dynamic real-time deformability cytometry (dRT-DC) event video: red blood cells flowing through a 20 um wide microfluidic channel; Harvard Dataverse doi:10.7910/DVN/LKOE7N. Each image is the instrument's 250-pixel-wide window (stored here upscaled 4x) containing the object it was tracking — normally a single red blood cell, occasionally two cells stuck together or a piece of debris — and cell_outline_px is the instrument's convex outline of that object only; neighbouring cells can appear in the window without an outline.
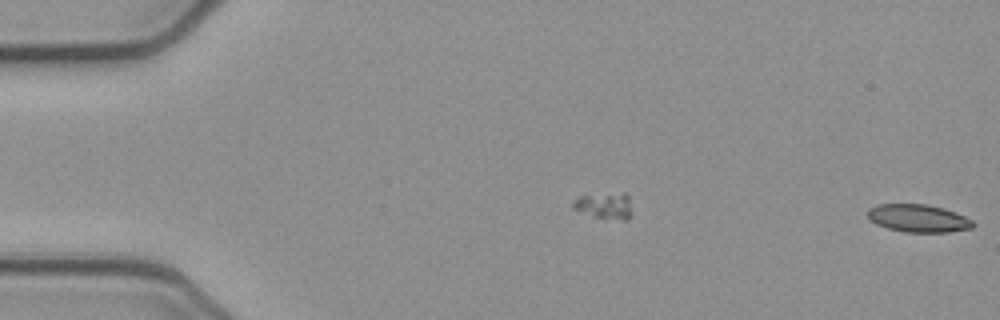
{"species": "common noctule bat (a hibernating species)", "species_latin": "Nyctalus noctula", "temperature_condition": "cold", "stored_images_in_passage": 7, "camera_frame_rate_fps": 3000, "um_per_image_px": 0.085, "animal": {"sex": "female", "body_mass_g": 21.9}, "frame": {"image": 1, "passage_image": 7, "time_ms": 2.0, "image_size_px": [1000, 320], "cell_outline_px": [[976, 224], [972, 228], [948, 232], [904, 232], [888, 228], [876, 224], [868, 220], [868, 208], [876, 204], [924, 204], [944, 208], [956, 212], [972, 220]], "centroid_in_image_um": [78.04, 18.55], "position_along_channel_um": 7.0, "area_um2": 17.17}}